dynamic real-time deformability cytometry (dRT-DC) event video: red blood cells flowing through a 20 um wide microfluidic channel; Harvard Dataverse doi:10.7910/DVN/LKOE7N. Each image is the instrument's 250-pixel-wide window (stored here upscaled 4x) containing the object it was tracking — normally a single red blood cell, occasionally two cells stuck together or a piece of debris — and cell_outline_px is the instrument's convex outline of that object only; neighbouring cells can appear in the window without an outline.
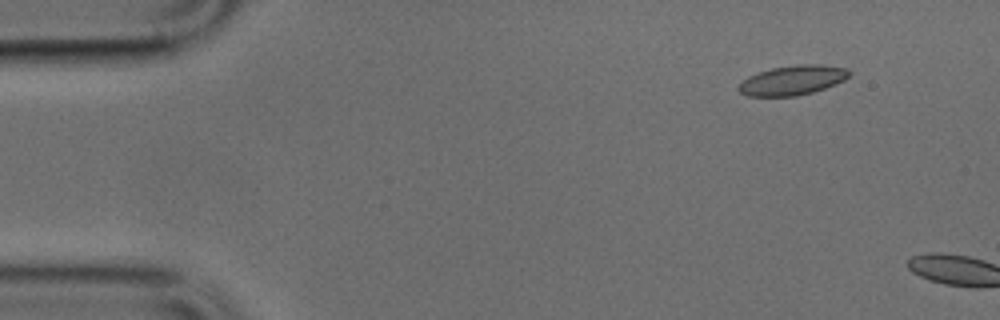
{"species": "common noctule bat (a hibernating species)", "species_latin": "Nyctalus noctula", "temperature_condition": "cold", "stored_images_in_passage": 7, "camera_frame_rate_fps": 3000, "um_per_image_px": 0.085, "animal": {"sex": "male", "body_mass_g": 17.9, "forearm_length_mm": 54.2}, "frame": {"image": 1, "passage_image": 5, "time_ms": 1.333, "image_size_px": [1000, 320], "cell_outline_px": [[852, 72], [844, 80], [824, 88], [812, 92], [796, 96], [748, 96], [740, 92], [736, 88], [748, 76], [772, 68], [796, 64], [816, 64], [848, 68]], "centroid_in_image_um": [67.37, 6.81], "position_along_channel_um": 17.6, "area_um2": 18.96}}